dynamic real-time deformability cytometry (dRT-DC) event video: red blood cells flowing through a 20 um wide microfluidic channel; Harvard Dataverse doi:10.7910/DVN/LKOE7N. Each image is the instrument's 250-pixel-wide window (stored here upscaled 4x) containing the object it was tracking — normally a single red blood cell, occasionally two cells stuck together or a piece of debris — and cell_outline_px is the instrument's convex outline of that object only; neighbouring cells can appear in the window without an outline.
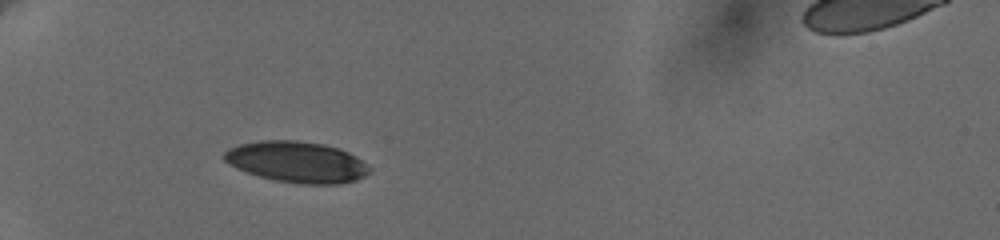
{"species": "human", "species_latin": "Homo sapiens", "temperature_condition": "cold", "stored_images_in_passage": 6, "camera_frame_rate_fps": 3000, "um_per_image_px": 0.085, "donor": {"sex": "female"}, "frame": {"image": 1, "passage_image": 5, "time_ms": 4.333, "image_size_px": [1000, 240], "cell_outline_px": [[372, 172], [356, 180], [340, 184], [300, 184], [276, 180], [260, 176], [236, 168], [224, 160], [224, 152], [228, 148], [240, 144], [260, 140], [296, 140], [324, 144], [340, 148], [356, 156], [372, 168]], "centroid_in_image_um": [25.27, 13.76], "position_along_channel_um": 59.7, "area_um2": 34.91}}